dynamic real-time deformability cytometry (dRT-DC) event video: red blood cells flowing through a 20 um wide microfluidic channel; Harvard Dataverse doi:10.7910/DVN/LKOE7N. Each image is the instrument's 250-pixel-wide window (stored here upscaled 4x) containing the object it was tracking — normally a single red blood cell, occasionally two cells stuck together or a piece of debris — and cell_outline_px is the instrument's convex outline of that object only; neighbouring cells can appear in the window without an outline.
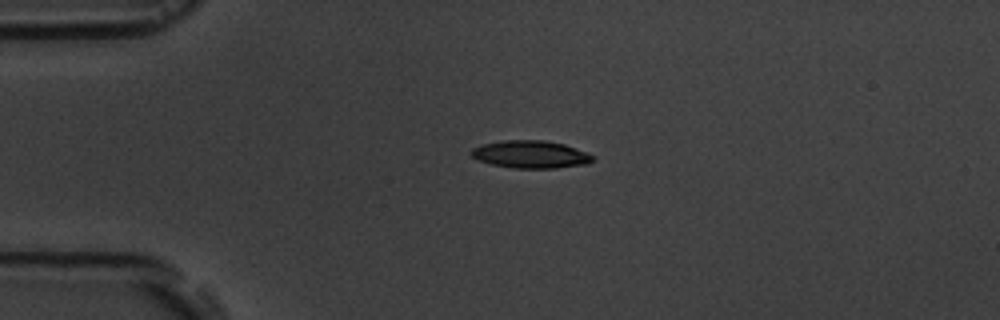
{"species": "common noctule bat (a hibernating species)", "species_latin": "Nyctalus noctula", "temperature_condition": "room temperature", "stored_images_in_passage": 4, "camera_frame_rate_fps": 3000, "um_per_image_px": 0.085, "animal": {"sex": "male", "body_mass_g": 19.5, "forearm_length_mm": 54.6}, "frame": {"image": 1, "passage_image": 3, "time_ms": 2.333, "image_size_px": [1000, 320], "cell_outline_px": [[596, 160], [588, 164], [556, 168], [512, 168], [492, 164], [476, 160], [468, 152], [472, 148], [484, 144], [504, 140], [544, 140], [564, 144], [588, 152], [596, 156]], "centroid_in_image_um": [45.14, 13.13], "position_along_channel_um": 39.9, "area_um2": 19.83}}